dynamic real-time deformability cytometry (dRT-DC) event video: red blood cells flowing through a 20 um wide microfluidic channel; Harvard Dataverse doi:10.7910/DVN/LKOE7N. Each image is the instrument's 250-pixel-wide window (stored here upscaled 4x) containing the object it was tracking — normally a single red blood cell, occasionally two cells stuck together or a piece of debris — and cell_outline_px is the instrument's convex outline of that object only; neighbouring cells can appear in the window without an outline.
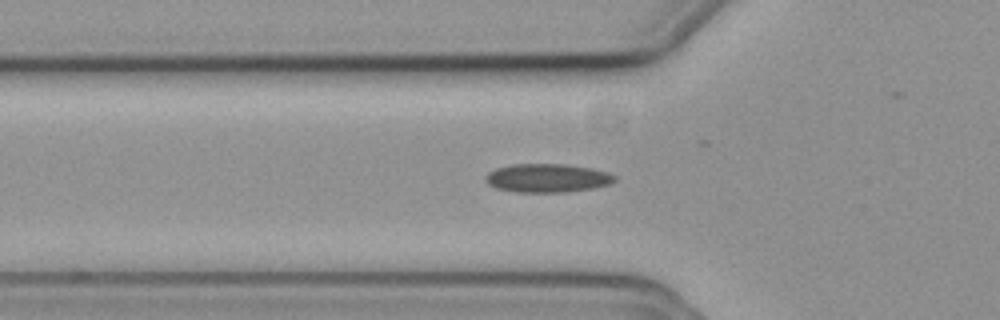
{"species": "common noctule bat (a hibernating species)", "species_latin": "Nyctalus noctula", "temperature_condition": "cold", "stored_images_in_passage": 42, "camera_frame_rate_fps": 3000, "um_per_image_px": 0.085, "animal": {"sex": "female", "body_mass_g": 19.3, "forearm_length_mm": 54.1}, "frame": {"image": 1, "passage_image": 6, "time_ms": 1.667, "image_size_px": [1000, 320], "cell_outline_px": [[616, 180], [612, 184], [592, 188], [568, 192], [516, 192], [496, 188], [488, 184], [484, 180], [484, 176], [488, 172], [496, 168], [512, 164], [564, 164], [592, 168], [608, 172], [616, 176]], "centroid_in_image_um": [46.52, 15.13], "position_along_channel_um": 79.3, "area_um2": 21.73}}
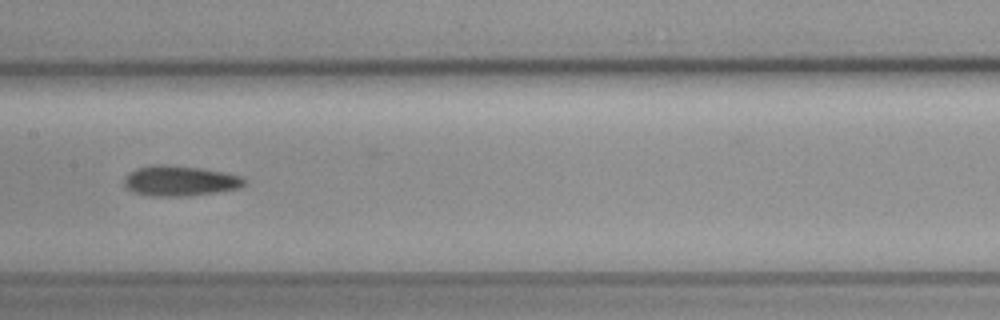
{"frame": {"image": 2, "passage_image": 15, "time_ms": 4.667, "image_size_px": [1000, 320], "cell_outline_px": [[248, 184], [240, 188], [216, 192], [188, 196], [148, 196], [132, 192], [124, 188], [124, 180], [128, 172], [136, 168], [152, 164], [168, 164], [200, 168], [240, 176], [248, 180]], "centroid_in_image_um": [15.26, 15.37], "position_along_channel_um": 192.1, "area_um2": 21.56}}
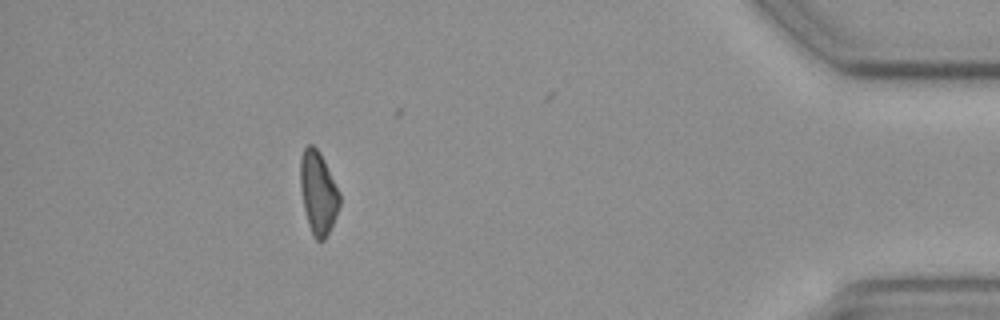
{"frame": {"image": 3, "passage_image": 37, "time_ms": 12.0, "image_size_px": [1000, 320], "cell_outline_px": [[340, 204], [336, 216], [324, 240], [316, 240], [308, 224], [304, 208], [300, 188], [300, 160], [304, 148], [308, 144], [312, 144], [320, 152], [340, 192]], "centroid_in_image_um": [27.04, 16.35], "position_along_channel_um": 408.2, "area_um2": 18.84}}